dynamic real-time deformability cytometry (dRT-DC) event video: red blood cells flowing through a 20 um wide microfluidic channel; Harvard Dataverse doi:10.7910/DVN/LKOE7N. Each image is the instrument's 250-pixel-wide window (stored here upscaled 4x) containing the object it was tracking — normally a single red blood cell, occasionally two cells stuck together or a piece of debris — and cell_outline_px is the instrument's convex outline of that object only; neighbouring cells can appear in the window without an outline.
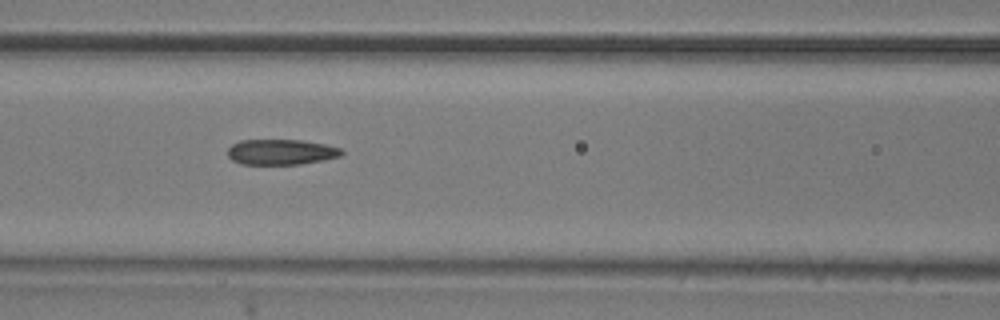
{"species": "common noctule bat (a hibernating species)", "species_latin": "Nyctalus noctula", "temperature_condition": "room temperature", "stored_images_in_passage": 6, "camera_frame_rate_fps": 3000, "um_per_image_px": 0.085, "animal": {"sex": "male", "body_mass_g": 20.5, "forearm_length_mm": 52.5}, "frame": {"image": 1, "passage_image": 5, "time_ms": 1.333, "image_size_px": [1000, 320], "cell_outline_px": [[344, 152], [340, 156], [300, 164], [240, 164], [232, 160], [228, 156], [228, 148], [232, 144], [240, 140], [300, 140], [324, 144], [340, 148]], "centroid_in_image_um": [23.85, 12.92], "position_along_channel_um": 142.8, "area_um2": 16.76}}
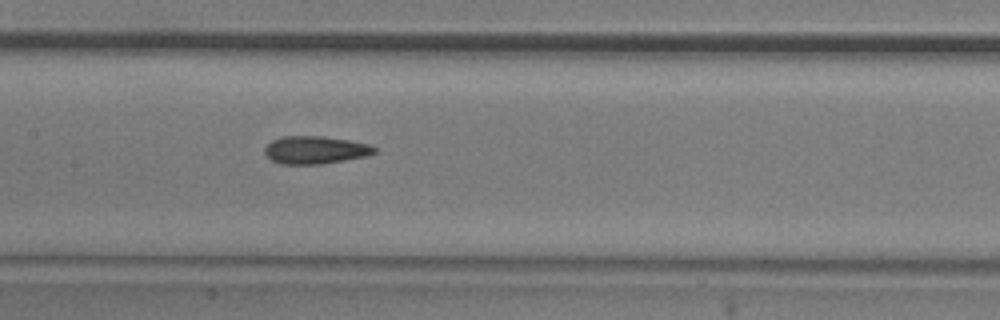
{"frame": {"image": 2, "passage_image": 6, "time_ms": 1.667, "image_size_px": [1000, 320], "cell_outline_px": [[376, 152], [364, 156], [344, 160], [320, 164], [280, 164], [272, 160], [264, 152], [264, 148], [272, 140], [284, 136], [324, 136], [348, 140], [368, 144], [376, 148]], "centroid_in_image_um": [26.77, 12.74], "position_along_channel_um": 180.6, "area_um2": 17.57}}